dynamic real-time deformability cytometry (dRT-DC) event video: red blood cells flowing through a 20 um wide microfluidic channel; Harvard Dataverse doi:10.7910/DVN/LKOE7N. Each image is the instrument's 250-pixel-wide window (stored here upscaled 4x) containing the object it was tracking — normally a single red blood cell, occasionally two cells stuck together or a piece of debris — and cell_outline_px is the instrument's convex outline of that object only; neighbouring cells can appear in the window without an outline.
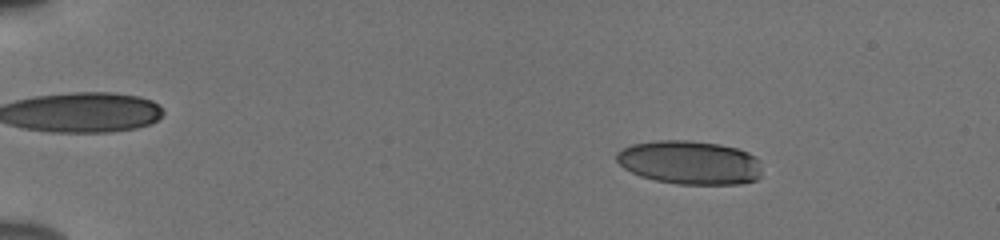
{"species": "human", "species_latin": "Homo sapiens", "temperature_condition": "cold", "stored_images_in_passage": 53, "camera_frame_rate_fps": 3000, "um_per_image_px": 0.085, "donor": {"sex": "male"}, "frame": {"image": 1, "passage_image": 9, "time_ms": 2.667, "image_size_px": [1000, 240], "cell_outline_px": [[760, 176], [756, 180], [740, 184], [676, 184], [656, 180], [640, 176], [624, 168], [616, 160], [616, 152], [632, 144], [656, 140], [688, 140], [720, 144], [736, 148], [748, 152], [756, 156], [760, 160]], "centroid_in_image_um": [58.64, 13.81], "position_along_channel_um": 26.4, "area_um2": 37.22}}
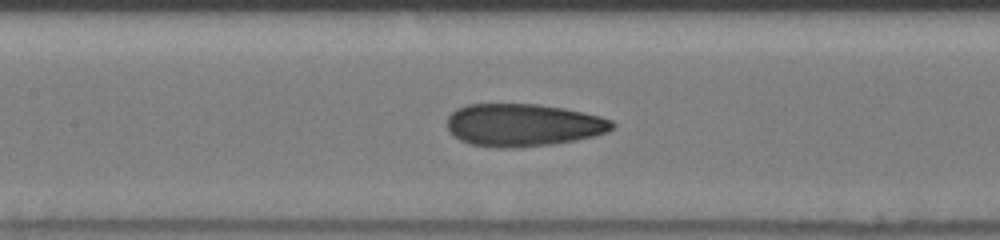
{"frame": {"image": 2, "passage_image": 28, "time_ms": 9.0, "image_size_px": [1000, 240], "cell_outline_px": [[616, 124], [608, 132], [576, 140], [552, 144], [508, 148], [500, 148], [472, 144], [460, 140], [448, 128], [448, 116], [456, 108], [468, 104], [540, 104], [564, 108], [600, 116], [612, 120]], "centroid_in_image_um": [44.49, 10.62], "position_along_channel_um": 162.9, "area_um2": 40.86}}
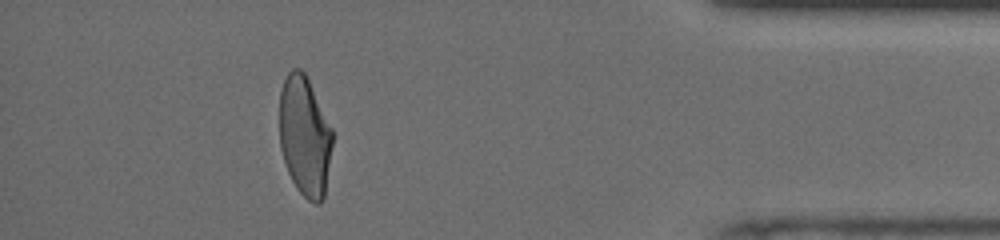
{"frame": {"image": 3, "passage_image": 50, "time_ms": 16.333, "image_size_px": [1000, 240], "cell_outline_px": [[332, 144], [324, 200], [320, 204], [316, 204], [308, 200], [296, 188], [288, 172], [280, 148], [280, 92], [284, 80], [288, 72], [292, 68], [300, 68], [304, 72], [332, 128]], "centroid_in_image_um": [25.9, 11.6], "position_along_channel_um": 409.3, "area_um2": 36.93}, "authors_computed_cell_mechanics": {"area_um2": 38.8994, "velocity_mm_per_s": 3.8674, "shape_relaxation_time_tau1_ms": 7.7393, "shape_relaxation_time_tau2_ms": 1.468, "deformation_change_tau1": 0.2094, "deformation_change_tau2": 0.0929}}